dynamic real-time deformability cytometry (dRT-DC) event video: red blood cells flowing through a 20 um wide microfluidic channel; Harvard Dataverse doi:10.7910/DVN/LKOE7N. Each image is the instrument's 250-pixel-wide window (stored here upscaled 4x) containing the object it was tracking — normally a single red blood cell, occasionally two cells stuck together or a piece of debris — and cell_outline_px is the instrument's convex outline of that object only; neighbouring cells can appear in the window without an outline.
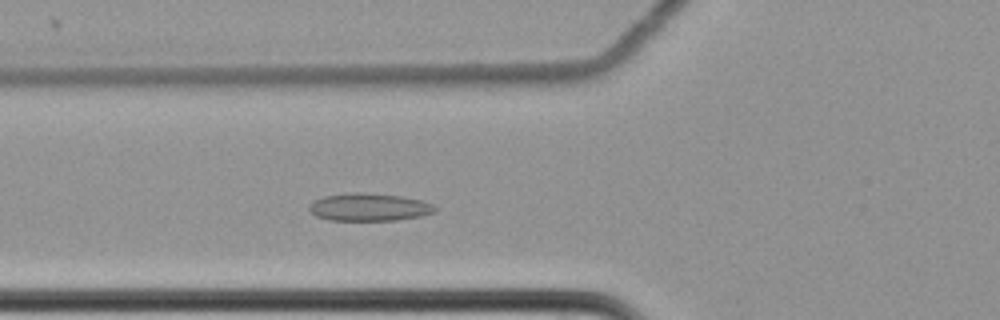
{"species": "common noctule bat (a hibernating species)", "species_latin": "Nyctalus noctula", "temperature_condition": "cold", "stored_images_in_passage": 53, "camera_frame_rate_fps": 3000, "um_per_image_px": 0.085, "animal": {"sex": "female", "body_mass_g": 22.7, "forearm_length_mm": 54.2}, "frame": {"image": 1, "passage_image": 18, "time_ms": 5.667, "image_size_px": [1000, 320], "cell_outline_px": [[436, 212], [420, 216], [396, 220], [328, 220], [316, 216], [308, 208], [316, 200], [324, 196], [356, 192], [360, 192], [400, 196], [424, 200], [432, 204], [436, 208]], "centroid_in_image_um": [31.42, 17.61], "position_along_channel_um": 94.4, "area_um2": 20.11}}
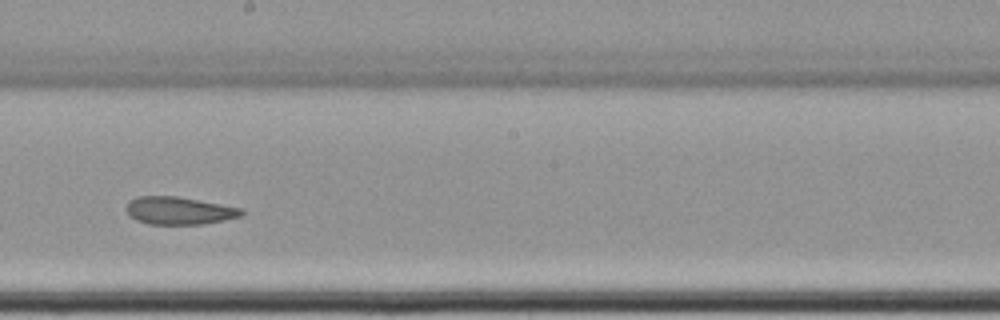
{"frame": {"image": 2, "passage_image": 30, "time_ms": 9.667, "image_size_px": [1000, 320], "cell_outline_px": [[244, 212], [240, 216], [224, 220], [204, 224], [148, 224], [136, 220], [128, 216], [124, 208], [128, 200], [140, 196], [176, 196], [244, 208]], "centroid_in_image_um": [15.18, 17.9], "position_along_channel_um": 233.0, "area_um2": 18.79}}
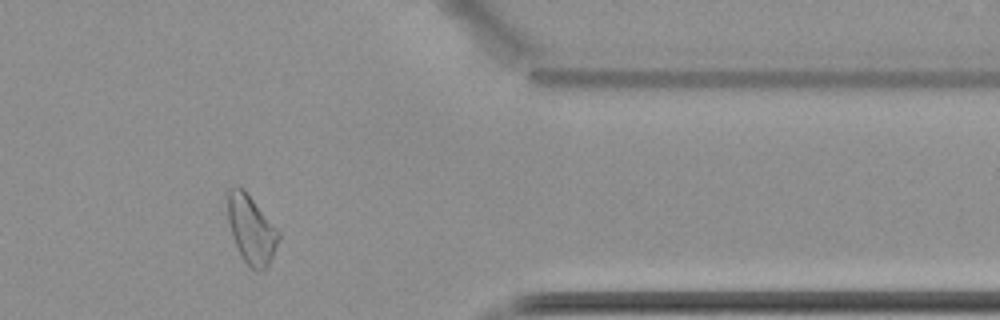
{"frame": {"image": 3, "passage_image": 45, "time_ms": 14.667, "image_size_px": [1000, 320], "cell_outline_px": [[280, 236], [268, 268], [260, 272], [256, 272], [244, 260], [232, 236], [228, 220], [228, 188], [236, 184], [244, 188], [280, 232]], "centroid_in_image_um": [21.36, 19.49], "position_along_channel_um": 390.0, "area_um2": 20.35}, "authors_computed_cell_mechanics": {"area_um2": 20.3456, "velocity_mm_per_s": 3.4644, "shape_relaxation_time_tau1_ms": null, "shape_relaxation_time_tau2_ms": 1.966, "deformation_change_tau1": null, "deformation_change_tau2": 0.0636}}